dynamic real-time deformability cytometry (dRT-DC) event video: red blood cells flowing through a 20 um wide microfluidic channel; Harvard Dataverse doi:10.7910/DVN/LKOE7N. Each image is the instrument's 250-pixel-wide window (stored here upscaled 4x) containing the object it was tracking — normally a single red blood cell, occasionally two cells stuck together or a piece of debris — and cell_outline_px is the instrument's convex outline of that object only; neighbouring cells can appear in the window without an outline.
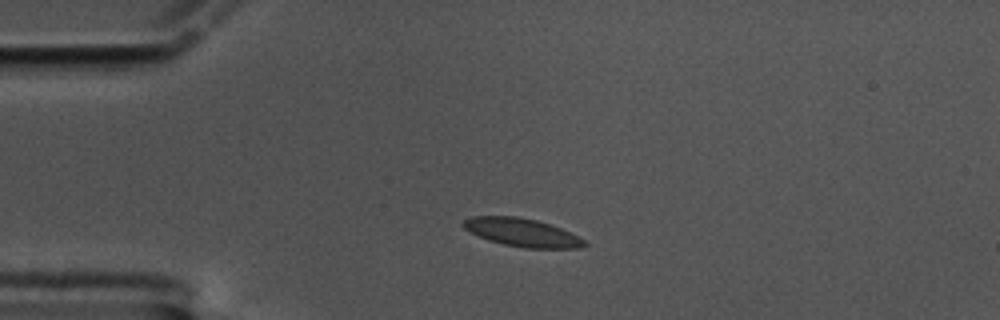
{"species": "common noctule bat (a hibernating species)", "species_latin": "Nyctalus noctula", "temperature_condition": "cold", "stored_images_in_passage": 47, "camera_frame_rate_fps": 3000, "um_per_image_px": 0.085, "animal": {"sex": "male", "body_mass_g": 17.5, "forearm_length_mm": 52.3}, "frame": {"image": 1, "passage_image": 1, "time_ms": 0.0, "image_size_px": [1000, 320], "cell_outline_px": [[588, 244], [580, 248], [524, 248], [504, 244], [488, 240], [464, 228], [460, 224], [464, 220], [472, 216], [516, 216], [536, 220], [560, 228], [584, 240]], "centroid_in_image_um": [44.35, 19.76], "position_along_channel_um": 40.7, "area_um2": 19.59}}
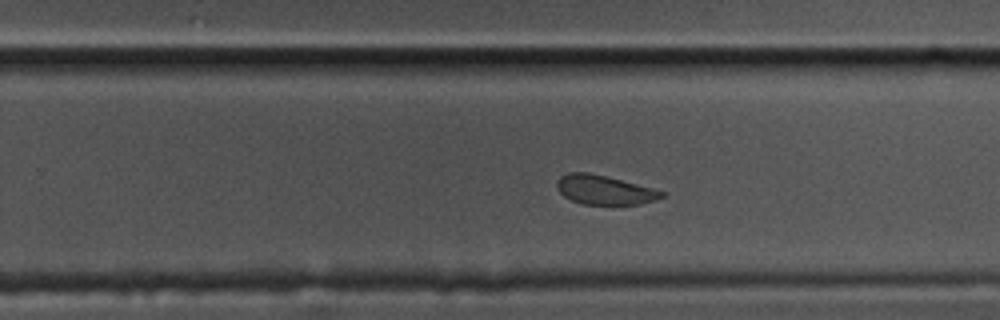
{"frame": {"image": 2, "passage_image": 25, "time_ms": 8.0, "image_size_px": [1000, 320], "cell_outline_px": [[668, 192], [664, 196], [640, 204], [584, 204], [572, 200], [564, 196], [556, 188], [556, 180], [560, 176], [568, 172], [588, 172]], "centroid_in_image_um": [51.33, 16.13], "position_along_channel_um": 278.5, "area_um2": 17.63}}
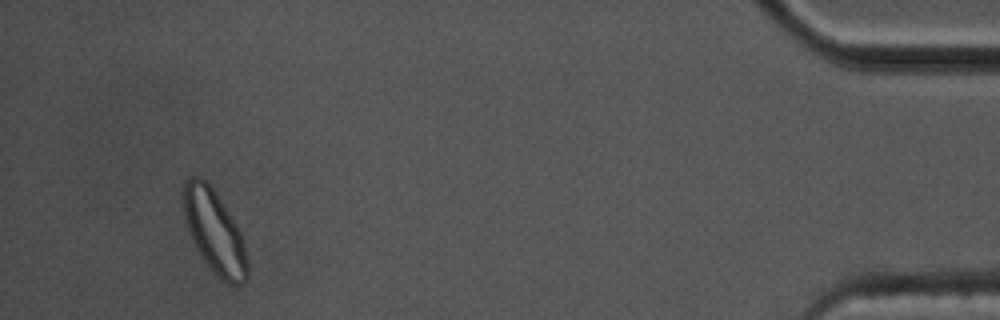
{"frame": {"image": 3, "passage_image": 44, "time_ms": 14.333, "image_size_px": [1000, 320], "cell_outline_px": [[248, 280], [244, 284], [228, 284], [204, 260], [196, 248], [192, 240], [184, 216], [180, 192], [184, 184], [192, 176], [200, 176], [208, 180], [236, 224], [240, 232], [244, 244], [248, 260]], "centroid_in_image_um": [18.21, 19.64], "position_along_channel_um": 417.0, "area_um2": 31.04}}